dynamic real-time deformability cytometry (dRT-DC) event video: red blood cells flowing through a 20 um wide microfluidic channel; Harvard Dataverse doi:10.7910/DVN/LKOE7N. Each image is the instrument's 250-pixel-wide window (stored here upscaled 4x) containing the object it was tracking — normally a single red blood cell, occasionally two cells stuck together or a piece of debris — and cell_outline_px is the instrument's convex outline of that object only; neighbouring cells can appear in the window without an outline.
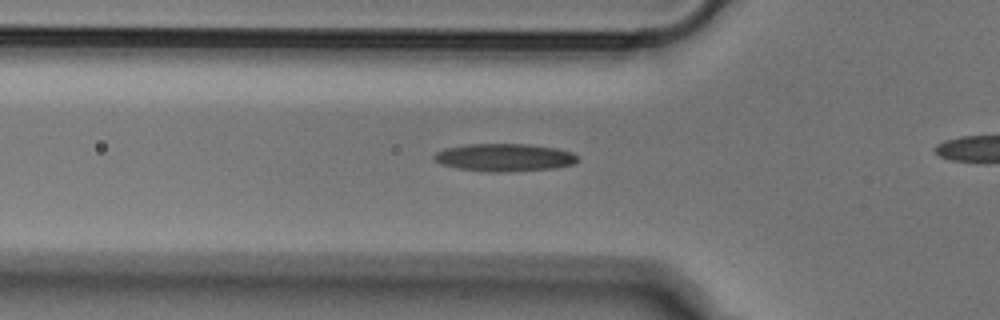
{"species": "Egyptian fruit bat (a non-hibernating species)", "species_latin": "Rousettus aegyptiacus", "temperature_condition": "cold", "stored_images_in_passage": 34, "camera_frame_rate_fps": 3000, "um_per_image_px": 0.085, "animal": {"sex": "male"}, "frame": {"image": 1, "passage_image": 13, "time_ms": 4.0, "image_size_px": [1000, 320], "cell_outline_px": [[580, 160], [572, 164], [556, 168], [508, 172], [488, 172], [456, 168], [440, 164], [432, 156], [436, 152], [444, 148], [464, 144], [528, 144], [556, 148], [572, 152], [580, 156]], "centroid_in_image_um": [42.88, 13.39], "position_along_channel_um": 82.9, "area_um2": 23.52}}
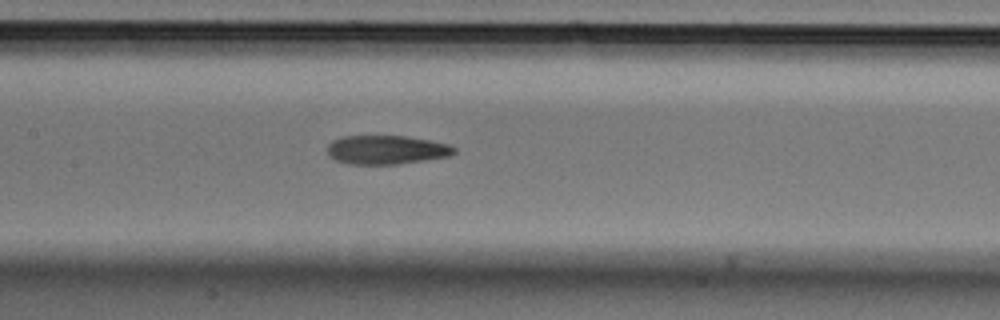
{"frame": {"image": 2, "passage_image": 20, "time_ms": 6.333, "image_size_px": [1000, 320], "cell_outline_px": [[456, 152], [448, 156], [424, 160], [396, 164], [348, 164], [336, 160], [328, 156], [328, 144], [332, 140], [344, 136], [404, 136], [432, 140], [448, 144], [456, 148]], "centroid_in_image_um": [32.83, 12.73], "position_along_channel_um": 174.6, "area_um2": 21.33}}
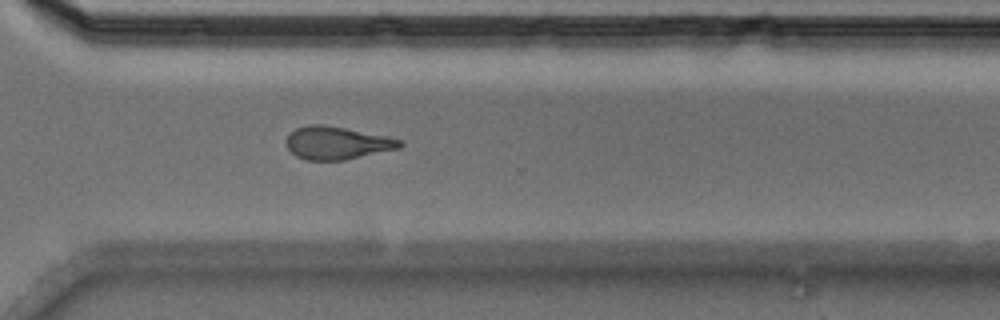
{"frame": {"image": 3, "passage_image": 33, "time_ms": 10.667, "image_size_px": [1000, 320], "cell_outline_px": [[404, 144], [400, 148], [344, 160], [304, 160], [296, 156], [284, 144], [288, 136], [296, 128], [308, 124], [324, 124], [388, 136], [404, 140]], "centroid_in_image_um": [28.66, 12.14], "position_along_channel_um": 341.9, "area_um2": 21.91}}